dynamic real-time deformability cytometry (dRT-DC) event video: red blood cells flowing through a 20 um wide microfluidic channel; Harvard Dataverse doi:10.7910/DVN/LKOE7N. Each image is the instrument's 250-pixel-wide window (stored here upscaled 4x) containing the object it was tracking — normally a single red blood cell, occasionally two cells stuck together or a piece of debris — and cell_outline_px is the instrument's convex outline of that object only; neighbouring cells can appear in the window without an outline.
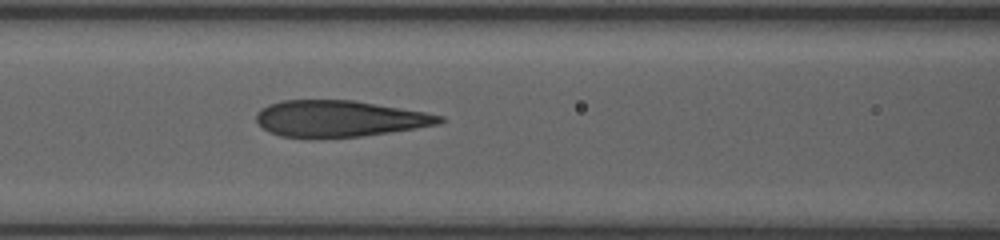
{"species": "human", "species_latin": "Homo sapiens", "temperature_condition": "room temperature", "stored_images_in_passage": 7, "segment_of_instrument_passage": [1, 2], "camera_frame_rate_fps": 3000, "um_per_image_px": 0.085, "donor": {"sex": "female"}, "frame": {"image": 1, "passage_image": 6, "time_ms": 5.667, "image_size_px": [1000, 240], "cell_outline_px": [[444, 120], [440, 124], [416, 128], [360, 136], [316, 140], [308, 140], [280, 136], [264, 128], [256, 120], [256, 116], [260, 108], [268, 104], [280, 100], [352, 100], [424, 112], [444, 116]], "centroid_in_image_um": [28.79, 10.11], "position_along_channel_um": 137.8, "area_um2": 39.25}}